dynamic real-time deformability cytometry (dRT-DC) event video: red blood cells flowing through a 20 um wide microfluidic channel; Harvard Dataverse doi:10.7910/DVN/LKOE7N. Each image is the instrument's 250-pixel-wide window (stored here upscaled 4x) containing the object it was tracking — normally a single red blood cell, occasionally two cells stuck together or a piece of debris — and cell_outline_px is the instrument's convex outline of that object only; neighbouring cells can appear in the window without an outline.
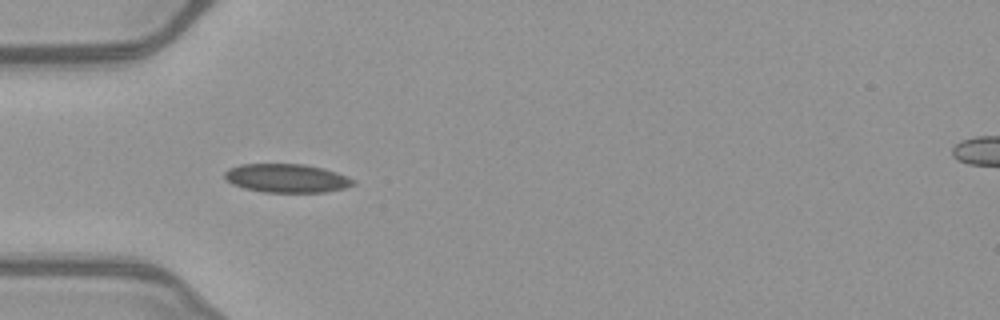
{"species": "common noctule bat (a hibernating species)", "species_latin": "Nyctalus noctula", "temperature_condition": "warm", "stored_images_in_passage": 36, "camera_frame_rate_fps": 3000, "um_per_image_px": 0.085, "animal": {"sex": "female", "body_mass_g": 21.9}, "frame": {"image": 1, "passage_image": 1, "time_ms": 0.0, "image_size_px": [1000, 320], "cell_outline_px": [[356, 184], [344, 188], [324, 192], [264, 192], [244, 188], [232, 184], [224, 176], [224, 172], [228, 168], [240, 164], [304, 164], [324, 168], [336, 172], [356, 180]], "centroid_in_image_um": [24.37, 15.14], "position_along_channel_um": 60.6, "area_um2": 21.5}}
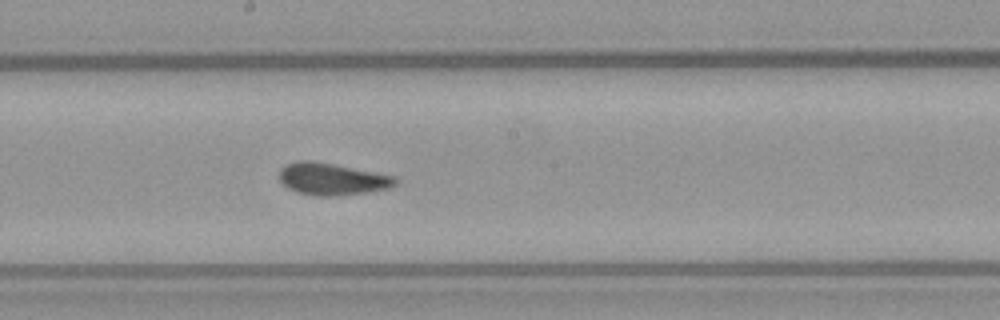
{"frame": {"image": 2, "passage_image": 13, "time_ms": 4.0, "image_size_px": [1000, 320], "cell_outline_px": [[396, 184], [388, 188], [368, 192], [336, 196], [312, 196], [296, 192], [288, 188], [280, 180], [280, 168], [284, 164], [296, 160], [312, 160], [396, 176]], "centroid_in_image_um": [28.18, 15.21], "position_along_channel_um": 220.0, "area_um2": 21.79}}
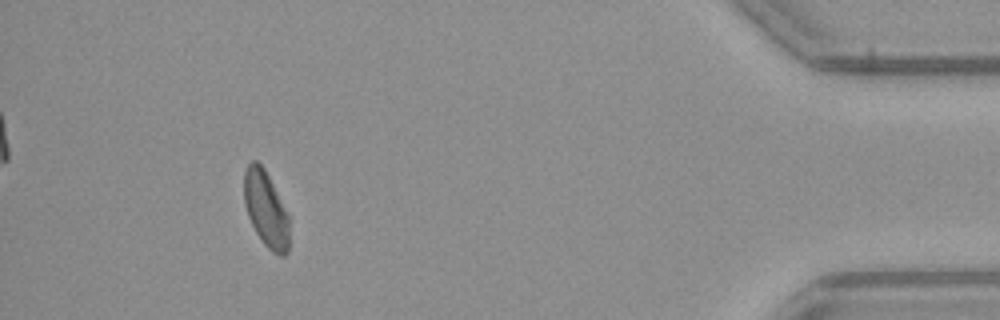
{"frame": {"image": 3, "passage_image": 32, "time_ms": 10.333, "image_size_px": [1000, 320], "cell_outline_px": [[288, 252], [284, 256], [280, 256], [272, 252], [264, 244], [256, 232], [248, 216], [244, 204], [244, 172], [248, 164], [252, 160], [256, 160], [264, 168], [288, 216]], "centroid_in_image_um": [22.57, 17.78], "position_along_channel_um": 412.6, "area_um2": 19.59}, "authors_computed_cell_mechanics": {"area_um2": 21.2126, "velocity_mm_per_s": 4.0303, "shape_relaxation_time_tau1_ms": 5.5724, "shape_relaxation_time_tau2_ms": 0.6808, "deformation_change_tau1": 0.1111, "deformation_change_tau2": 0.0308}}